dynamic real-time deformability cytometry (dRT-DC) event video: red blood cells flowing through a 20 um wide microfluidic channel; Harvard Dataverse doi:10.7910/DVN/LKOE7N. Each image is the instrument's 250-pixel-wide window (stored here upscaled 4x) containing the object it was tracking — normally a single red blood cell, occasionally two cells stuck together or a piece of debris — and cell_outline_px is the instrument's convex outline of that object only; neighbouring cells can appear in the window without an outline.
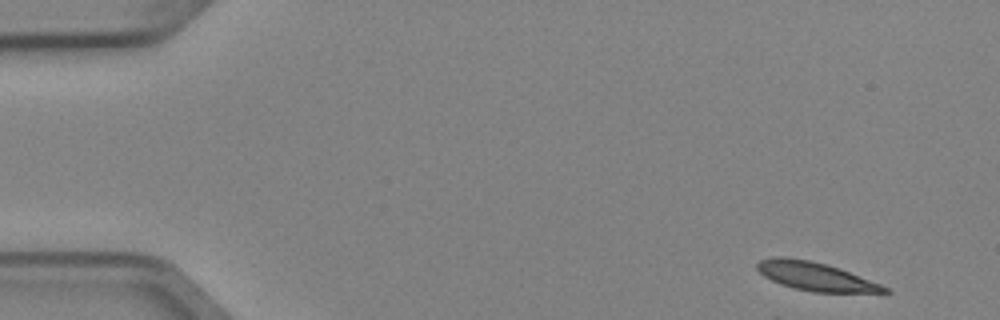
{"species": "Egyptian fruit bat (a non-hibernating species)", "species_latin": "Rousettus aegyptiacus", "temperature_condition": "cold", "stored_images_in_passage": 6, "segment_of_instrument_passage": [2, 2], "camera_frame_rate_fps": 3000, "um_per_image_px": 0.085, "animal": {"sex": "female"}, "frame": {"image": 1, "passage_image": 6, "time_ms": 1.667, "image_size_px": [1000, 320], "cell_outline_px": [[892, 292], [812, 292], [780, 284], [764, 276], [756, 268], [756, 264], [760, 260], [772, 256], [788, 256], [828, 264], [840, 268], [880, 284], [888, 288]], "centroid_in_image_um": [69.27, 23.47], "position_along_channel_um": 15.7, "area_um2": 21.04}}